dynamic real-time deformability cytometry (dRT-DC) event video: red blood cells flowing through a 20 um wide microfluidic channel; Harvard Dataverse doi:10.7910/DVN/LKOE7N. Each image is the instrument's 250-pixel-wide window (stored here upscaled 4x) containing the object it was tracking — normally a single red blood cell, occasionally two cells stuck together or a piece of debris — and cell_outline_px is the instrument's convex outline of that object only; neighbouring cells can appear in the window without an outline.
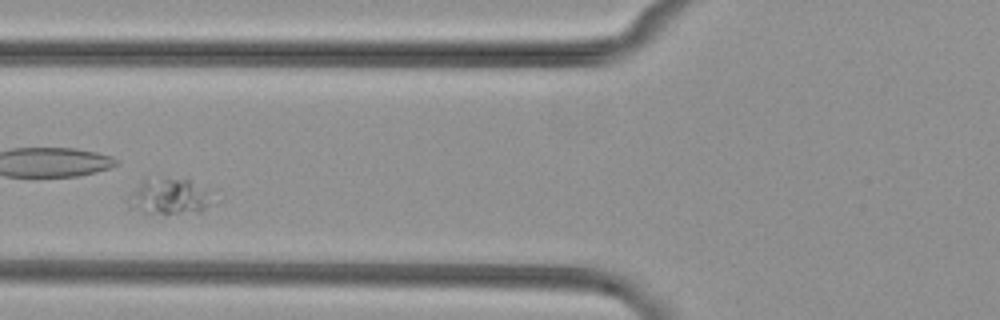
{"species": "common noctule bat (a hibernating species)", "species_latin": "Nyctalus noctula", "temperature_condition": "cold", "stored_images_in_passage": 56, "camera_frame_rate_fps": 3000, "um_per_image_px": 0.085, "animal": {"sex": "female", "body_mass_g": 29.2, "forearm_length_mm": 56.3}, "frame": {"image": 1, "passage_image": 22, "time_ms": 7.0, "image_size_px": [1000, 320], "cell_outline_px": [[220, 200], [200, 212], [144, 212], [128, 208], [124, 200], [144, 180], [188, 176], [220, 188]], "centroid_in_image_um": [14.72, 16.62], "position_along_channel_um": 111.1, "area_um2": 19.59}}
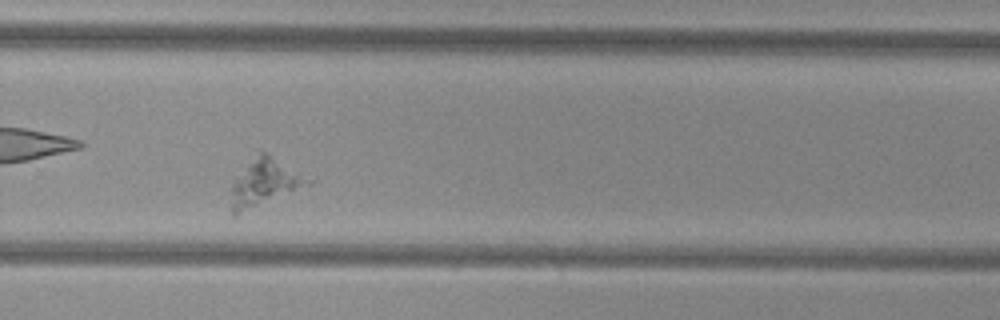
{"frame": {"image": 2, "passage_image": 38, "time_ms": 12.333, "image_size_px": [1000, 320], "cell_outline_px": [[300, 180], [292, 188], [236, 216], [232, 216], [232, 184], [260, 148], [268, 152]], "centroid_in_image_um": [22.14, 15.51], "position_along_channel_um": 307.7, "area_um2": 17.98}}
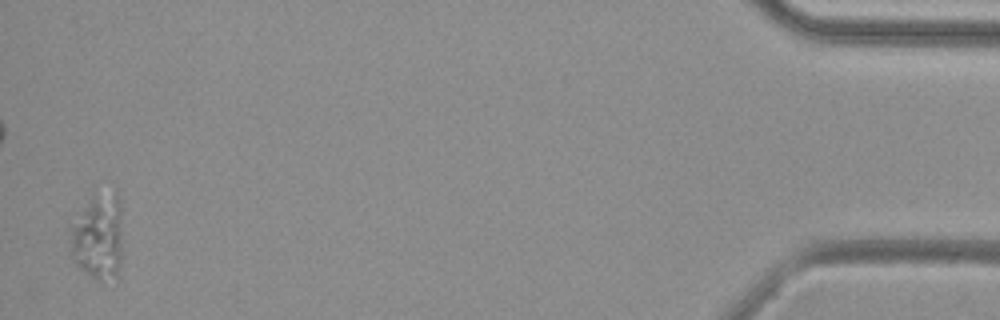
{"frame": {"image": 3, "passage_image": 55, "time_ms": 18.0, "image_size_px": [1000, 320], "cell_outline_px": [[120, 268], [116, 280], [100, 284], [84, 272], [72, 260], [68, 228], [68, 224], [88, 200], [92, 196], [116, 192], [120, 196]], "centroid_in_image_um": [8.29, 20.2], "position_along_channel_um": 426.9, "area_um2": 27.17}}